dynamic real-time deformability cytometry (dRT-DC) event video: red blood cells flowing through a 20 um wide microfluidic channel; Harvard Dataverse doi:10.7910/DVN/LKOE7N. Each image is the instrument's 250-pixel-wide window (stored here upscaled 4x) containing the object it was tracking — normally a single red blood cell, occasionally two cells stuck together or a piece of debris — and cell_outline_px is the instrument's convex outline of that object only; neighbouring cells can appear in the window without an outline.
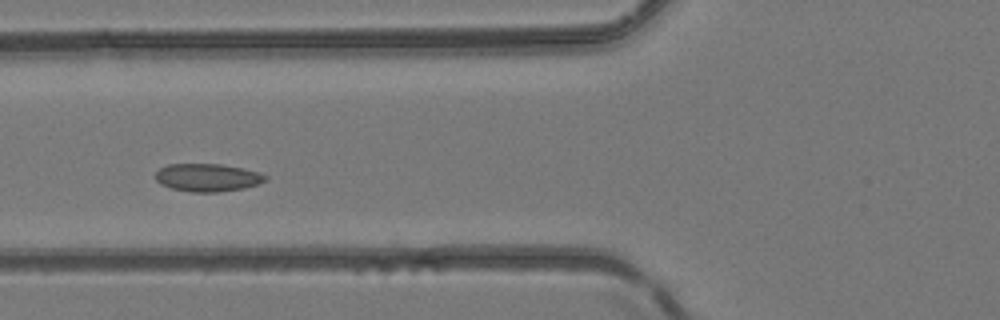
{"species": "common noctule bat (a hibernating species)", "species_latin": "Nyctalus noctula", "temperature_condition": "room temperature", "stored_images_in_passage": 4, "camera_frame_rate_fps": 3000, "um_per_image_px": 0.085, "animal": {"sex": "female", "body_mass_g": 24.6, "forearm_length_mm": 56.2}, "frame": {"image": 1, "passage_image": 4, "time_ms": 1.0, "image_size_px": [1000, 320], "cell_outline_px": [[268, 180], [244, 188], [216, 192], [192, 192], [172, 188], [160, 184], [156, 180], [156, 172], [160, 168], [168, 164], [220, 164], [244, 168], [260, 172], [268, 176]], "centroid_in_image_um": [17.66, 15.08], "position_along_channel_um": 108.1, "area_um2": 17.86}}